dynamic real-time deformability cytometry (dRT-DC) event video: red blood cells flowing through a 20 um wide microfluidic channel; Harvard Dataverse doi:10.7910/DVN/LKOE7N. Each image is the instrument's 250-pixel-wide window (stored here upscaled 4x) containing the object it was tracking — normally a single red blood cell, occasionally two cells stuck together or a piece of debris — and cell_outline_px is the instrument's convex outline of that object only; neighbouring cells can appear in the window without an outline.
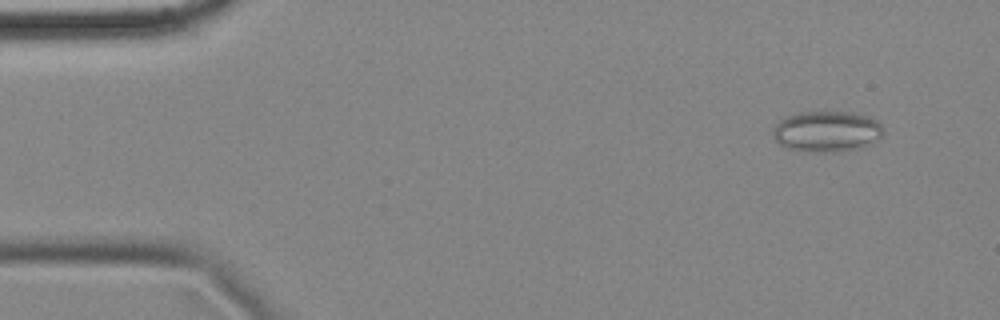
{"species": "common noctule bat (a hibernating species)", "species_latin": "Nyctalus noctula", "temperature_condition": "cold", "stored_images_in_passage": 57, "camera_frame_rate_fps": 3000, "um_per_image_px": 0.085, "animal": {"sex": "female", "body_mass_g": 18.4}, "frame": {"image": 1, "passage_image": 5, "time_ms": 1.333, "image_size_px": [1000, 320], "cell_outline_px": [[884, 136], [880, 140], [872, 144], [860, 148], [840, 152], [808, 152], [788, 148], [780, 144], [772, 136], [772, 128], [784, 116], [800, 112], [848, 112], [868, 116], [876, 120], [884, 128]], "centroid_in_image_um": [70.3, 11.18], "position_along_channel_um": 14.7, "area_um2": 26.82}}
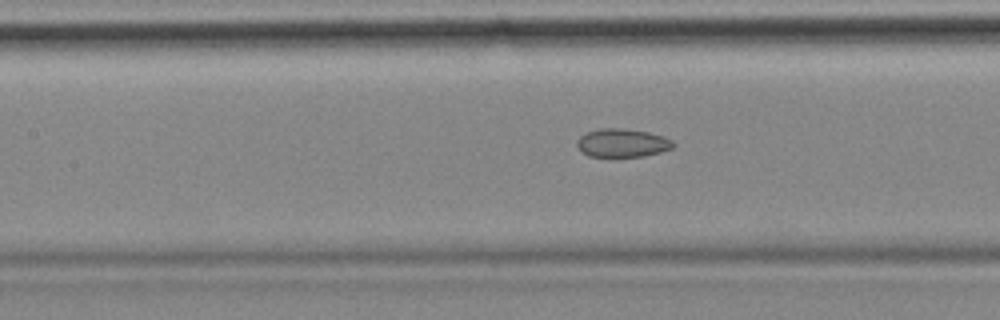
{"frame": {"image": 2, "passage_image": 25, "time_ms": 8.0, "image_size_px": [1000, 320], "cell_outline_px": [[676, 144], [672, 148], [660, 152], [644, 156], [588, 156], [576, 144], [576, 140], [580, 136], [588, 132], [600, 128], [624, 128], [648, 132], [664, 136], [672, 140]], "centroid_in_image_um": [52.92, 12.13], "position_along_channel_um": 154.5, "area_um2": 15.84}}
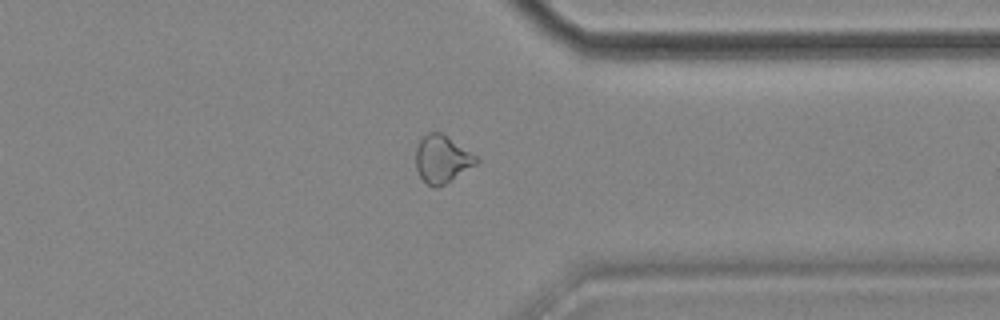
{"frame": {"image": 3, "passage_image": 44, "time_ms": 14.333, "image_size_px": [1000, 320], "cell_outline_px": [[480, 160], [476, 164], [444, 184], [436, 188], [428, 184], [420, 176], [416, 168], [416, 148], [420, 140], [428, 132], [440, 132], [476, 156]], "centroid_in_image_um": [37.55, 13.52], "position_along_channel_um": 373.9, "area_um2": 16.3}, "authors_computed_cell_mechanics": {"area_um2": 17.5134, "velocity_mm_per_s": 3.5322, "shape_relaxation_time_tau1_ms": null, "shape_relaxation_time_tau2_ms": 3.7687, "deformation_change_tau1": null, "deformation_change_tau2": 0.0922}}